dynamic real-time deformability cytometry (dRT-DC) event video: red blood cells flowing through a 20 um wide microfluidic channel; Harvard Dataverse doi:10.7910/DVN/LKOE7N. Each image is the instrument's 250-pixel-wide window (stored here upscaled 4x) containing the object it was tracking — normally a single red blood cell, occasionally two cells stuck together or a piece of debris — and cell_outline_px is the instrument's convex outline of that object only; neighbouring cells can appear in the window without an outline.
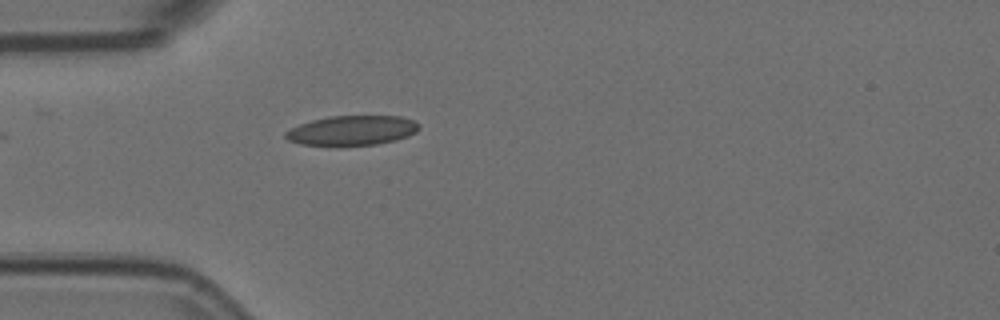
{"species": "Egyptian fruit bat (a non-hibernating species)", "species_latin": "Rousettus aegyptiacus", "temperature_condition": "room temperature", "stored_images_in_passage": 4, "camera_frame_rate_fps": 3000, "um_per_image_px": 0.085, "animal": {"sex": "female"}, "frame": {"image": 1, "passage_image": 4, "time_ms": 1.0, "image_size_px": [1000, 320], "cell_outline_px": [[420, 128], [416, 132], [408, 136], [376, 144], [300, 144], [288, 140], [284, 136], [284, 132], [300, 124], [312, 120], [328, 116], [400, 116], [416, 120], [420, 124]], "centroid_in_image_um": [29.96, 11.06], "position_along_channel_um": 55.0, "area_um2": 22.72}}